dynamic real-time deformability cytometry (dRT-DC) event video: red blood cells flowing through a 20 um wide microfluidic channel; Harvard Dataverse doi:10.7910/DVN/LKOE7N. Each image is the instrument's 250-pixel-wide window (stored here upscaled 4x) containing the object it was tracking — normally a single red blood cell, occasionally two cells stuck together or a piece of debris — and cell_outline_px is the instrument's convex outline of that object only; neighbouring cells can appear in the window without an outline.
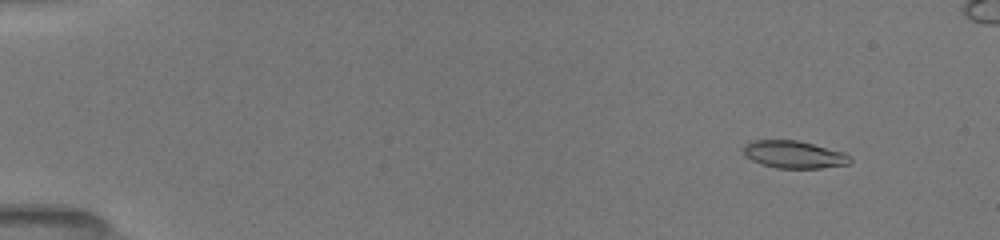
{"species": "common noctule bat (a hibernating species)", "species_latin": "Nyctalus noctula", "temperature_condition": "room temperature", "stored_images_in_passage": 41, "camera_frame_rate_fps": 3000, "um_per_image_px": 0.085, "animal": {"sex": "female", "body_mass_g": 19.5, "forearm_length_mm": 54.1}, "frame": {"image": 1, "passage_image": 7, "time_ms": 1.667, "image_size_px": [1000, 240], "cell_outline_px": [[852, 160], [848, 164], [820, 168], [776, 168], [760, 164], [752, 160], [744, 152], [744, 144], [752, 140], [796, 140], [844, 152], [852, 156]], "centroid_in_image_um": [67.5, 13.13], "position_along_channel_um": 17.5, "area_um2": 16.99}}
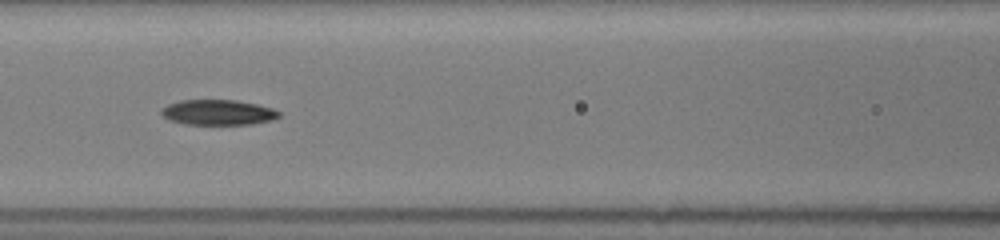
{"frame": {"image": 2, "passage_image": 21, "time_ms": 8.0, "image_size_px": [1000, 240], "cell_outline_px": [[280, 116], [272, 120], [252, 124], [184, 124], [168, 120], [160, 112], [160, 108], [168, 104], [180, 100], [236, 100], [256, 104], [272, 108], [280, 112]], "centroid_in_image_um": [18.5, 9.55], "position_along_channel_um": 148.1, "area_um2": 17.4}}
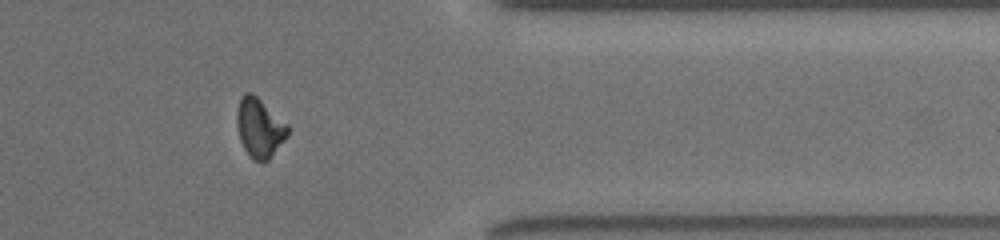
{"frame": {"image": 3, "passage_image": 34, "time_ms": 14.333, "image_size_px": [1000, 240], "cell_outline_px": [[288, 136], [268, 160], [252, 160], [248, 156], [240, 140], [236, 124], [236, 112], [240, 96], [244, 92], [252, 92], [288, 124]], "centroid_in_image_um": [22.04, 10.84], "position_along_channel_um": 389.4, "area_um2": 17.69}, "authors_computed_cell_mechanics": {"area_um2": 17.5134, "velocity_mm_per_s": 4.0036, "shape_relaxation_time_tau1_ms": 4.5608, "shape_relaxation_time_tau2_ms": 2.8649, "deformation_change_tau1": 0.148, "deformation_change_tau2": 0.0882}}